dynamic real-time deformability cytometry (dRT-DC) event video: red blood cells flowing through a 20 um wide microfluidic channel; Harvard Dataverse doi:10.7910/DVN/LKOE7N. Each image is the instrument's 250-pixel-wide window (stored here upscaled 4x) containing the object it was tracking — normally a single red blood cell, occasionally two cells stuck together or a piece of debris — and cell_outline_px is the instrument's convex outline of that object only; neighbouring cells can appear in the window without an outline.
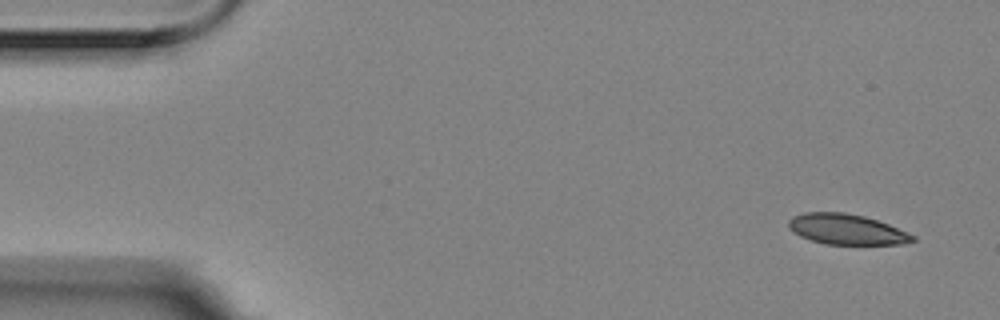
{"species": "Egyptian fruit bat (a non-hibernating species)", "species_latin": "Rousettus aegyptiacus", "temperature_condition": "room temperature", "stored_images_in_passage": 4, "camera_frame_rate_fps": 3000, "um_per_image_px": 0.085, "animal": {"sex": "female"}, "frame": {"image": 1, "passage_image": 1, "time_ms": 0.0, "image_size_px": [1000, 320], "cell_outline_px": [[916, 240], [904, 244], [824, 244], [800, 236], [792, 232], [788, 228], [788, 220], [792, 216], [804, 212], [844, 212], [864, 216], [888, 224], [916, 236]], "centroid_in_image_um": [71.93, 19.49], "position_along_channel_um": 13.1, "area_um2": 22.08}}